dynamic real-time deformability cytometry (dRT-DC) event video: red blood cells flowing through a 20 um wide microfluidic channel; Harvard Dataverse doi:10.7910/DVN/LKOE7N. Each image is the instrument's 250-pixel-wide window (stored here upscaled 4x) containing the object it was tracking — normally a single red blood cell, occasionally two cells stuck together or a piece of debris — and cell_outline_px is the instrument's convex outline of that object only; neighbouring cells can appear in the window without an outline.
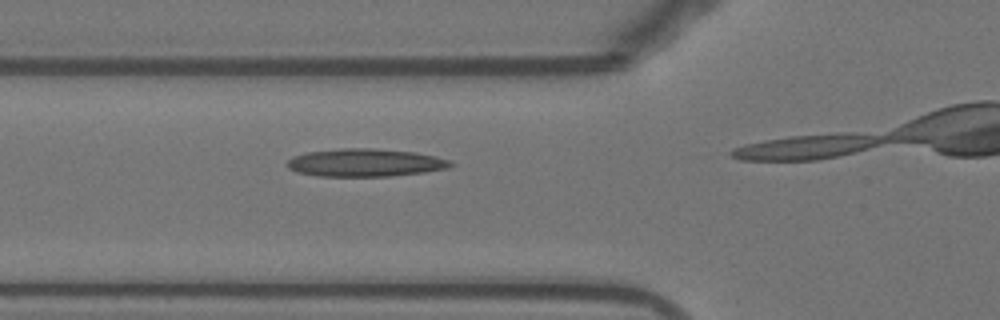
{"species": "Egyptian fruit bat (a non-hibernating species)", "species_latin": "Rousettus aegyptiacus", "temperature_condition": "warm", "stored_images_in_passage": 13, "camera_frame_rate_fps": 3000, "um_per_image_px": 0.085, "animal": {"sex": "female"}, "frame": {"image": 1, "passage_image": 10, "time_ms": 3.0, "image_size_px": [1000, 320], "cell_outline_px": [[456, 164], [448, 168], [424, 172], [392, 176], [320, 176], [296, 172], [288, 168], [288, 160], [292, 156], [308, 152], [340, 148], [372, 148], [416, 152], [436, 156], [452, 160]], "centroid_in_image_um": [31.09, 13.82], "position_along_channel_um": 94.7, "area_um2": 26.7}}